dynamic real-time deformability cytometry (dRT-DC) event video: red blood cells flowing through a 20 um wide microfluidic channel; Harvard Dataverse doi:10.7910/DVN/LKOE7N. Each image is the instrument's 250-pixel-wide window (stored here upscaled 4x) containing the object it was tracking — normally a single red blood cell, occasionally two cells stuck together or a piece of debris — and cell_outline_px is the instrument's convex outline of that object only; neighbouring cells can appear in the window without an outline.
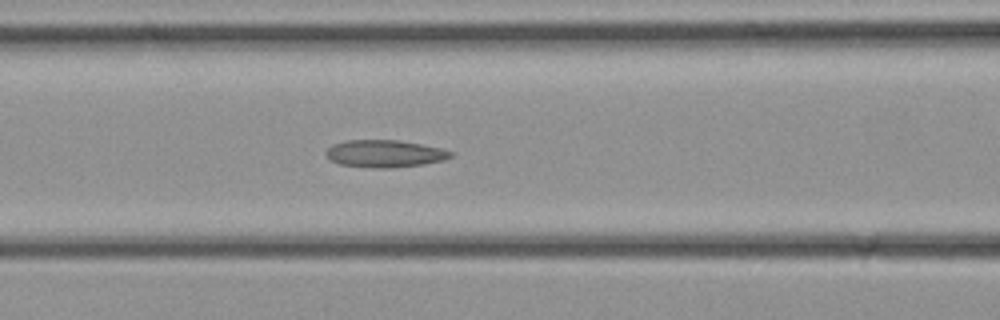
{"species": "common noctule bat (a hibernating species)", "species_latin": "Nyctalus noctula", "temperature_condition": "cold", "stored_images_in_passage": 33, "camera_frame_rate_fps": 3000, "um_per_image_px": 0.085, "animal": {"sex": "female", "body_mass_g": 21.9}, "frame": {"image": 1, "passage_image": 13, "time_ms": 4.0, "image_size_px": [1000, 320], "cell_outline_px": [[456, 152], [452, 156], [444, 160], [424, 164], [392, 168], [372, 168], [340, 164], [328, 160], [324, 152], [332, 144], [344, 140], [400, 140], [440, 148]], "centroid_in_image_um": [32.68, 13.06], "position_along_channel_um": 133.9, "area_um2": 20.11}}
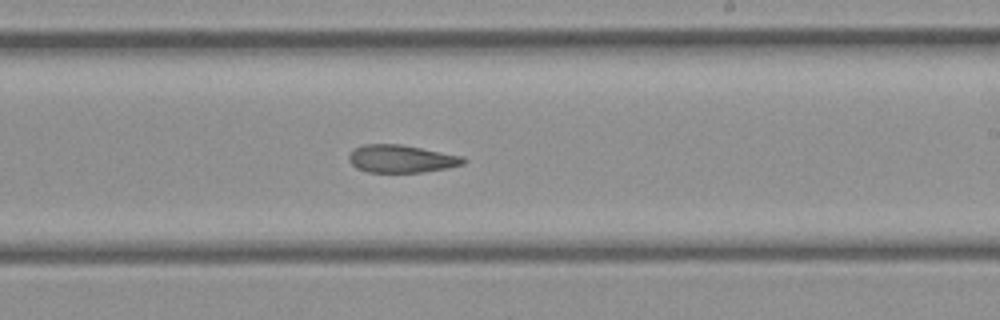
{"frame": {"image": 2, "passage_image": 19, "time_ms": 6.0, "image_size_px": [1000, 320], "cell_outline_px": [[468, 160], [464, 164], [448, 168], [424, 172], [368, 172], [356, 168], [348, 160], [348, 156], [352, 148], [364, 144], [400, 144], [464, 156]], "centroid_in_image_um": [34.12, 13.49], "position_along_channel_um": 254.9, "area_um2": 18.73}}
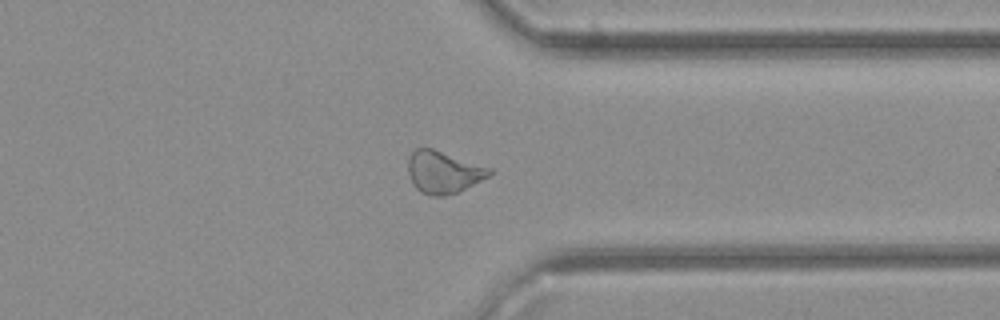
{"frame": {"image": 3, "passage_image": 25, "time_ms": 8.0, "image_size_px": [1000, 320], "cell_outline_px": [[496, 172], [456, 192], [444, 196], [432, 196], [420, 192], [412, 184], [408, 172], [408, 156], [416, 148], [432, 148], [492, 168]], "centroid_in_image_um": [37.67, 14.62], "position_along_channel_um": 373.7, "area_um2": 19.94}}